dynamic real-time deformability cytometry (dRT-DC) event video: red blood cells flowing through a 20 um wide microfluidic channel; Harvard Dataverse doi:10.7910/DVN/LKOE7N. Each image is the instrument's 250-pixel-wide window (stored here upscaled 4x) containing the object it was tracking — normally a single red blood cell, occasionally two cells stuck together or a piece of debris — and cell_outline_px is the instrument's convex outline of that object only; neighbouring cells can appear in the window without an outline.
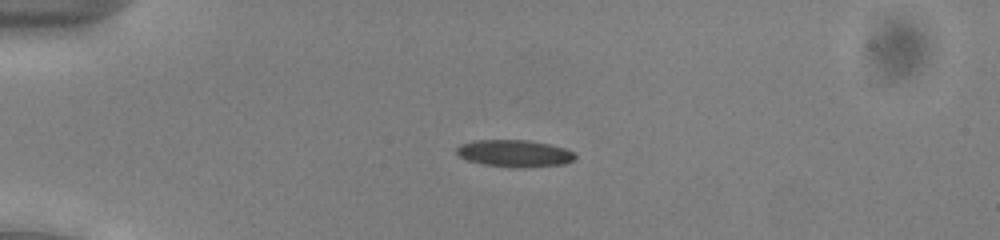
{"species": "common noctule bat (a hibernating species)", "species_latin": "Nyctalus noctula", "temperature_condition": "cold", "stored_images_in_passage": 46, "camera_frame_rate_fps": 3000, "um_per_image_px": 0.085, "animal": {"sex": "male", "body_mass_g": 13.0, "forearm_length_mm": 53.1}, "frame": {"image": 1, "passage_image": 7, "time_ms": 2.0, "image_size_px": [1000, 240], "cell_outline_px": [[576, 160], [564, 164], [524, 168], [512, 168], [484, 164], [468, 160], [460, 156], [456, 152], [456, 148], [460, 144], [472, 140], [528, 140], [548, 144], [564, 148], [572, 152], [576, 156]], "centroid_in_image_um": [43.74, 13.04], "position_along_channel_um": 41.3, "area_um2": 18.79}}
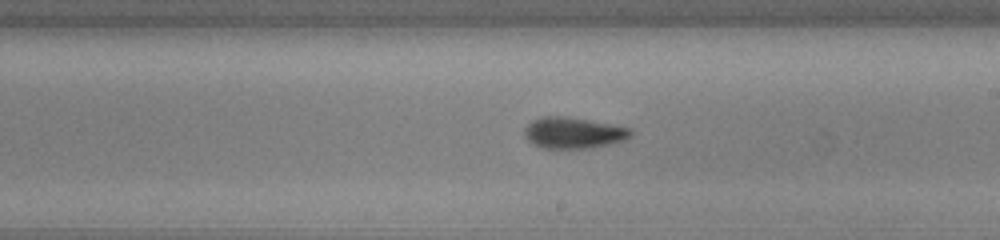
{"frame": {"image": 2, "passage_image": 25, "time_ms": 8.0, "image_size_px": [1000, 240], "cell_outline_px": [[632, 136], [624, 140], [612, 144], [592, 148], [540, 148], [528, 140], [524, 136], [524, 128], [532, 120], [540, 116], [560, 116], [588, 120], [632, 128]], "centroid_in_image_um": [48.74, 11.3], "position_along_channel_um": 240.3, "area_um2": 19.42}}
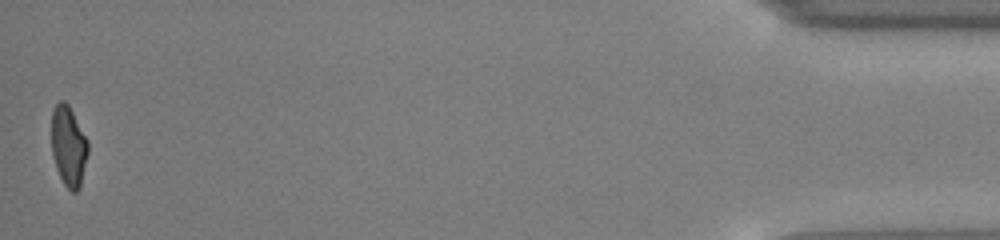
{"frame": {"image": 3, "passage_image": 46, "time_ms": 15.0, "image_size_px": [1000, 240], "cell_outline_px": [[88, 152], [80, 188], [76, 192], [72, 192], [64, 184], [56, 168], [52, 156], [52, 112], [56, 104], [60, 100], [64, 100], [68, 104], [88, 140]], "centroid_in_image_um": [5.83, 12.43], "position_along_channel_um": 429.4, "area_um2": 17.05}, "authors_computed_cell_mechanics": {"area_um2": 18.6983, "velocity_mm_per_s": 3.9504, "shape_relaxation_time_tau1_ms": 9.4982, "shape_relaxation_time_tau2_ms": 2.9016, "deformation_change_tau1": 0.1839, "deformation_change_tau2": 0.0892}}